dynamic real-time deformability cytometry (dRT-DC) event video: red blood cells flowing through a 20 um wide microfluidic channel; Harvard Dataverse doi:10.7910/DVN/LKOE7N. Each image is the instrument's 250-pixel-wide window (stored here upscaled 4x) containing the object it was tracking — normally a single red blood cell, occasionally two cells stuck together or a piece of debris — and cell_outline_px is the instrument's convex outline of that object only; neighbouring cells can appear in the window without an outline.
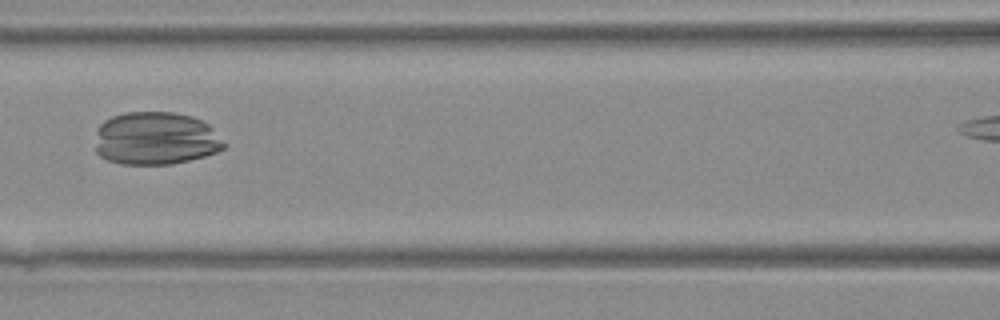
{"species": "Egyptian fruit bat (a non-hibernating species)", "species_latin": "Rousettus aegyptiacus", "temperature_condition": "warm", "stored_images_in_passage": 33, "camera_frame_rate_fps": 3000, "um_per_image_px": 0.085, "animal": {"sex": "female"}, "frame": {"image": 1, "passage_image": 10, "time_ms": 3.0, "image_size_px": [1000, 320], "cell_outline_px": [[224, 148], [216, 152], [204, 156], [172, 164], [120, 164], [108, 160], [100, 156], [96, 152], [96, 128], [104, 120], [112, 116], [124, 112], [172, 112], [192, 116], [208, 124], [212, 128], [224, 144]], "centroid_in_image_um": [13.18, 11.76], "position_along_channel_um": 153.4, "area_um2": 39.77}}
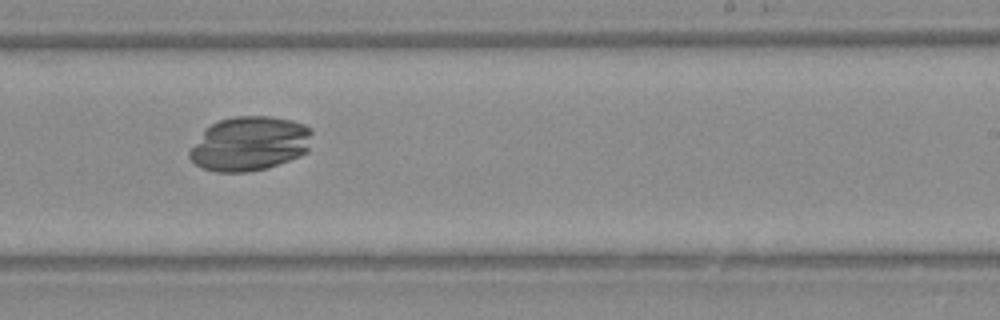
{"frame": {"image": 2, "passage_image": 17, "time_ms": 5.333, "image_size_px": [1000, 320], "cell_outline_px": [[312, 132], [308, 152], [300, 156], [268, 168], [248, 172], [216, 172], [204, 168], [196, 164], [188, 156], [188, 152], [204, 132], [212, 124], [220, 120], [236, 116], [268, 116], [292, 120], [304, 124]], "centroid_in_image_um": [21.26, 12.22], "position_along_channel_um": 267.7, "area_um2": 38.61}}
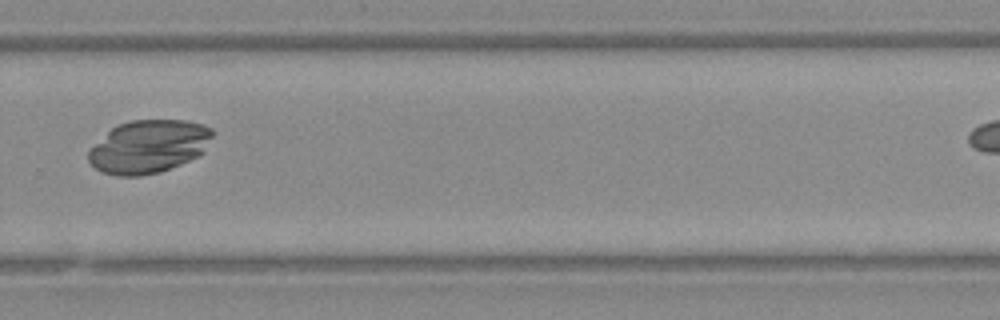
{"frame": {"image": 3, "passage_image": 20, "time_ms": 6.333, "image_size_px": [1000, 320], "cell_outline_px": [[212, 136], [200, 152], [196, 156], [180, 164], [160, 172], [140, 176], [116, 176], [104, 172], [96, 168], [88, 160], [88, 152], [116, 124], [132, 120], [188, 120], [204, 124], [212, 128]], "centroid_in_image_um": [12.62, 12.45], "position_along_channel_um": 317.2, "area_um2": 37.8}}